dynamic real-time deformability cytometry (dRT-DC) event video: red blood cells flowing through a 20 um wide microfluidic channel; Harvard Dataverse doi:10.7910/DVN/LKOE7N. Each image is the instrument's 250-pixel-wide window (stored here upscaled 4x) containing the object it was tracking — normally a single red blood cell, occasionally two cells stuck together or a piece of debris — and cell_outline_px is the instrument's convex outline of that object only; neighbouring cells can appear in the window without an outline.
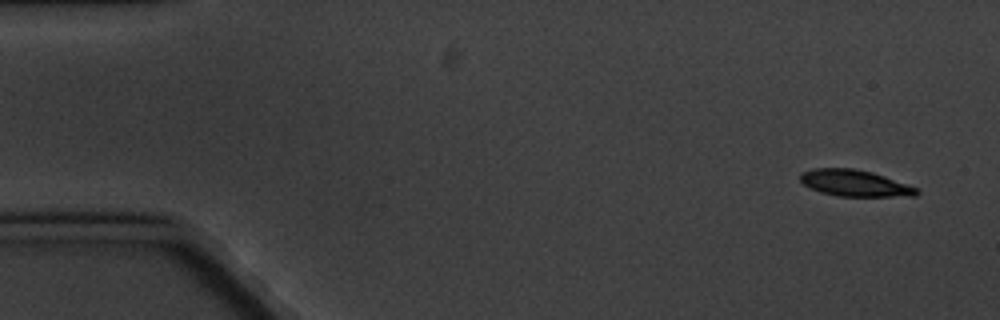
{"species": "common noctule bat (a hibernating species)", "species_latin": "Nyctalus noctula", "temperature_condition": "cold", "stored_images_in_passage": 4, "camera_frame_rate_fps": 3000, "um_per_image_px": 0.085, "animal": {"sex": "male", "body_mass_g": 20.1, "forearm_length_mm": 53.5}, "frame": {"image": 1, "passage_image": 1, "time_ms": 0.0, "image_size_px": [1000, 320], "cell_outline_px": [[920, 192], [916, 196], [840, 196], [820, 192], [804, 184], [800, 180], [800, 172], [812, 168], [852, 168], [872, 172], [884, 176], [916, 188]], "centroid_in_image_um": [72.62, 15.56], "position_along_channel_um": 12.4, "area_um2": 17.74}}